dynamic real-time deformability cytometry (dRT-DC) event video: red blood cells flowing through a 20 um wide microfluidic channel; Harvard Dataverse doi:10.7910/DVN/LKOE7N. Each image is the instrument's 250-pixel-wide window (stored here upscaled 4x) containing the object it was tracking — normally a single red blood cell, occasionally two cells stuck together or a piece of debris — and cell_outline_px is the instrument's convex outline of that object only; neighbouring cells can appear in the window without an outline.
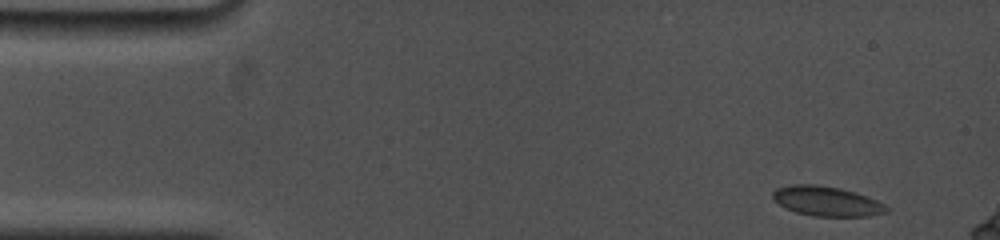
{"species": "common noctule bat (a hibernating species)", "species_latin": "Nyctalus noctula", "temperature_condition": "cold", "stored_images_in_passage": 67, "camera_frame_rate_fps": 5000, "um_per_image_px": 0.085, "animal": {"sex": "female", "body_mass_g": 19.0, "forearm_length_mm": 53.3}, "frame": {"image": 1, "passage_image": 1, "time_ms": 0.0, "image_size_px": [1000, 240], "cell_outline_px": [[892, 208], [888, 212], [868, 216], [812, 216], [796, 212], [780, 204], [772, 196], [772, 192], [776, 188], [792, 184], [816, 184], [840, 188], [856, 192], [876, 200]], "centroid_in_image_um": [70.31, 17.1], "position_along_channel_um": 14.7, "area_um2": 19.71}}
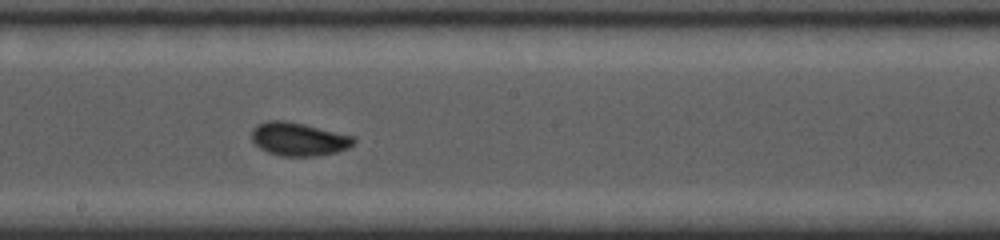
{"frame": {"image": 2, "passage_image": 33, "time_ms": 8.2, "image_size_px": [1000, 240], "cell_outline_px": [[356, 140], [348, 148], [336, 152], [316, 156], [280, 156], [268, 152], [260, 148], [252, 140], [252, 128], [256, 124], [268, 120], [284, 120], [304, 124], [356, 136]], "centroid_in_image_um": [25.38, 11.81], "position_along_channel_um": 222.8, "area_um2": 19.94}}
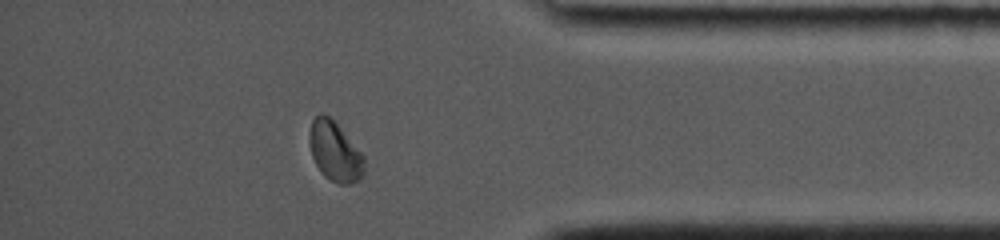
{"frame": {"image": 3, "passage_image": 56, "time_ms": 13.4, "image_size_px": [1000, 240], "cell_outline_px": [[364, 176], [348, 184], [340, 184], [324, 176], [320, 172], [312, 156], [308, 140], [308, 136], [312, 120], [320, 112], [336, 120], [364, 156]], "centroid_in_image_um": [28.46, 12.84], "position_along_channel_um": 406.7, "area_um2": 19.31}, "authors_computed_cell_mechanics": {"area_um2": 19.5942, "velocity_mm_per_s": 3.7293, "shape_relaxation_time_tau1_ms": 4.988, "shape_relaxation_time_tau2_ms": null, "deformation_change_tau1": 0.1194, "deformation_change_tau2": null}}